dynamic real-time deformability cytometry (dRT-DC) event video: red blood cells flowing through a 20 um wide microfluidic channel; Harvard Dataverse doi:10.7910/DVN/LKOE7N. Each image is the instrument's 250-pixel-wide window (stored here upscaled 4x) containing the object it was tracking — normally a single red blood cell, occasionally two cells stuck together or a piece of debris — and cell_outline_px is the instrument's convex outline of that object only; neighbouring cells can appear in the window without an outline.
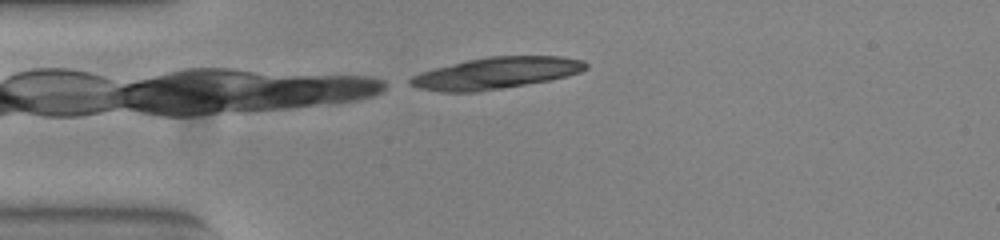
{"species": "common noctule bat (a hibernating species)", "species_latin": "Nyctalus noctula", "temperature_condition": "warm", "stored_images_in_passage": 17, "camera_frame_rate_fps": 3000, "um_per_image_px": 0.085, "animal": {"sex": "female", "body_mass_g": 23.0, "forearm_length_mm": 53.4}, "frame": {"image": 1, "passage_image": 1, "time_ms": 0.0, "image_size_px": [1000, 240], "cell_outline_px": [[588, 68], [580, 72], [548, 80], [476, 92], [440, 92], [416, 88], [408, 84], [408, 80], [412, 76], [420, 72], [468, 60], [488, 56], [560, 56], [584, 60], [588, 64]], "centroid_in_image_um": [42.13, 6.21], "position_along_channel_um": 42.9, "area_um2": 32.08}}